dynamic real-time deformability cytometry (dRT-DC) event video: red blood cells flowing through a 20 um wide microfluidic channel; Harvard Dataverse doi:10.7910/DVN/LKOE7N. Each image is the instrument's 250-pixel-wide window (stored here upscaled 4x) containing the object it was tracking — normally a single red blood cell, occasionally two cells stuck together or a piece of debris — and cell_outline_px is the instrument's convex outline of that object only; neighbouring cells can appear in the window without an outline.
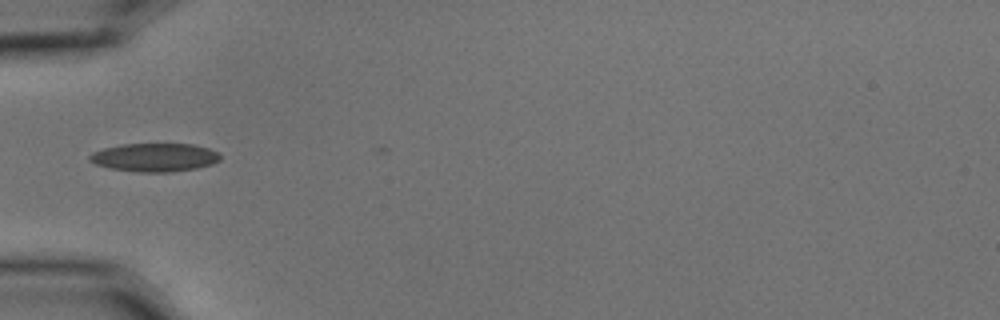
{"species": "common noctule bat (a hibernating species)", "species_latin": "Nyctalus noctula", "temperature_condition": "cold", "stored_images_in_passage": 1, "camera_frame_rate_fps": 3000, "um_per_image_px": 0.085, "animal": {"sex": "male", "body_mass_g": 15.6}, "frame": {"image": 1, "passage_image": 1, "time_ms": 0.0, "image_size_px": [1000, 320], "cell_outline_px": [[220, 160], [212, 164], [196, 168], [172, 172], [136, 172], [108, 168], [96, 164], [88, 160], [88, 156], [92, 152], [104, 148], [120, 144], [192, 144], [208, 148], [220, 152]], "centroid_in_image_um": [13.13, 13.38], "position_along_channel_um": 71.9, "area_um2": 21.79}}